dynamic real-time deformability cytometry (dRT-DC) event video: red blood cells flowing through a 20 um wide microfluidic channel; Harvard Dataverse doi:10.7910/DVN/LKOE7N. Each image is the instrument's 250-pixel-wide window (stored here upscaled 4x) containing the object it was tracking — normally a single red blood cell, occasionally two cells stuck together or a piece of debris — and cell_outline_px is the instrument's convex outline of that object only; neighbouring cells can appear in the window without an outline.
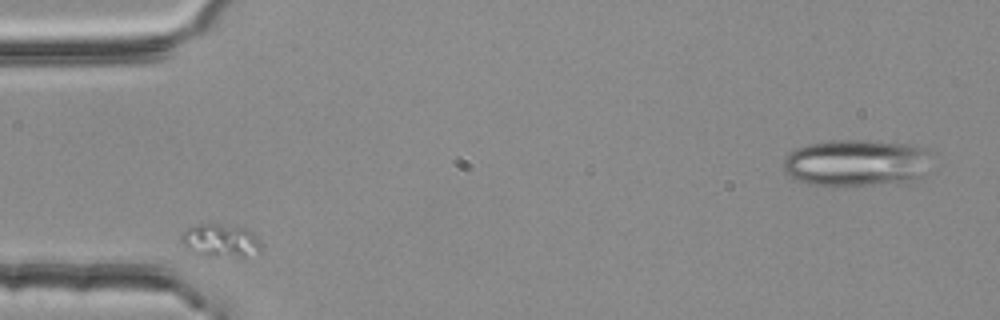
{"species": "common noctule bat (a hibernating species)", "species_latin": "Nyctalus noctula", "temperature_condition": "room temperature", "stored_images_in_passage": 1, "camera_frame_rate_fps": 3000, "um_per_image_px": 0.085, "animal": {"sex": "female", "body_mass_g": 25.1}, "frame": {"image": 1, "passage_image": 1, "time_ms": 0.0, "image_size_px": [1000, 320], "cell_outline_px": [[260, 248], [244, 260], [200, 256], [192, 252], [180, 240], [180, 232], [196, 224], [216, 224], [244, 228], [252, 232], [260, 240]], "centroid_in_image_um": [18.73, 20.51], "position_along_channel_um": 66.3, "area_um2": 16.01}}